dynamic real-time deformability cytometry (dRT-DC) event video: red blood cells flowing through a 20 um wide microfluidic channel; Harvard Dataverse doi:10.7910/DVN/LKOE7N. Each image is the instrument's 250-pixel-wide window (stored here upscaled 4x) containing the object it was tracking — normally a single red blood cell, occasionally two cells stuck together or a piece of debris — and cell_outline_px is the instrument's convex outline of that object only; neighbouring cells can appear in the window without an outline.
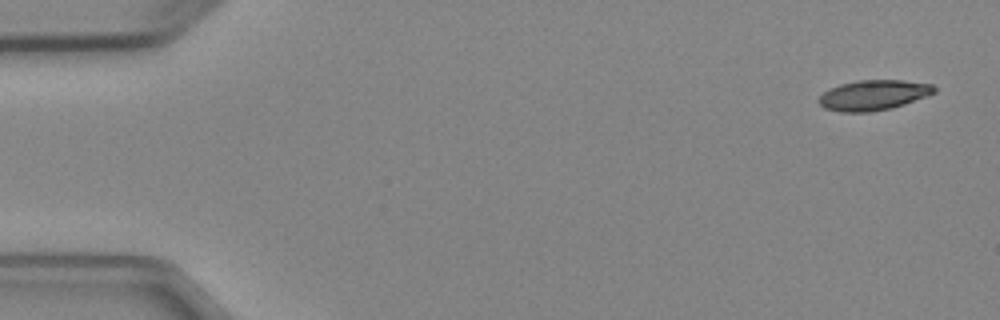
{"species": "Egyptian fruit bat (a non-hibernating species)", "species_latin": "Rousettus aegyptiacus", "temperature_condition": "cold", "stored_images_in_passage": 5, "camera_frame_rate_fps": 3000, "um_per_image_px": 0.085, "animal": {"sex": "female"}, "frame": {"image": 1, "passage_image": 1, "time_ms": 0.0, "image_size_px": [1000, 320], "cell_outline_px": [[936, 92], [904, 104], [892, 108], [868, 112], [840, 112], [824, 108], [816, 100], [824, 92], [840, 84], [860, 80], [904, 80], [932, 84], [936, 88]], "centroid_in_image_um": [74.23, 8.08], "position_along_channel_um": 10.8, "area_um2": 20.23}}